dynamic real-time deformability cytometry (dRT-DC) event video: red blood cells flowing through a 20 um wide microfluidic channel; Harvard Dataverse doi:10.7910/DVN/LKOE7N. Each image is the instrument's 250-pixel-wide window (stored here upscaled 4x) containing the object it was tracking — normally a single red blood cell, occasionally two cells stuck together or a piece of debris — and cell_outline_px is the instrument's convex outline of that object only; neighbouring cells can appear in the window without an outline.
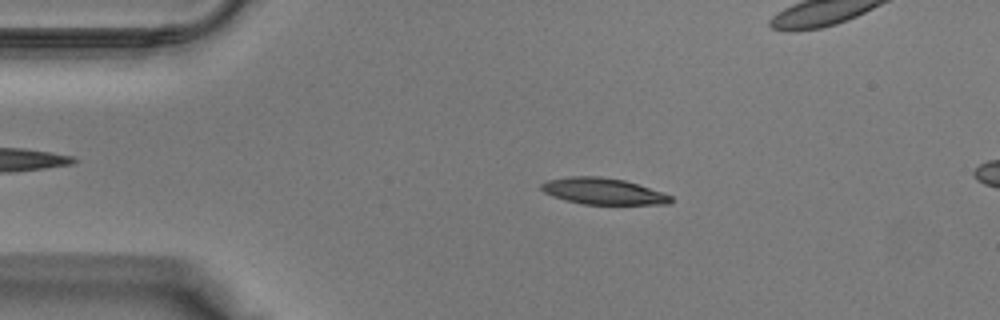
{"species": "Egyptian fruit bat (a non-hibernating species)", "species_latin": "Rousettus aegyptiacus", "temperature_condition": "warm", "stored_images_in_passage": 11, "camera_frame_rate_fps": 3000, "um_per_image_px": 0.085, "animal": {"sex": "male"}, "frame": {"image": 1, "passage_image": 7, "time_ms": 2.0, "image_size_px": [1000, 320], "cell_outline_px": [[672, 200], [668, 204], [584, 204], [564, 200], [552, 196], [544, 192], [540, 188], [540, 184], [548, 180], [568, 176], [600, 176], [624, 180], [672, 196]], "centroid_in_image_um": [51.2, 16.25], "position_along_channel_um": 33.8, "area_um2": 19.71}}